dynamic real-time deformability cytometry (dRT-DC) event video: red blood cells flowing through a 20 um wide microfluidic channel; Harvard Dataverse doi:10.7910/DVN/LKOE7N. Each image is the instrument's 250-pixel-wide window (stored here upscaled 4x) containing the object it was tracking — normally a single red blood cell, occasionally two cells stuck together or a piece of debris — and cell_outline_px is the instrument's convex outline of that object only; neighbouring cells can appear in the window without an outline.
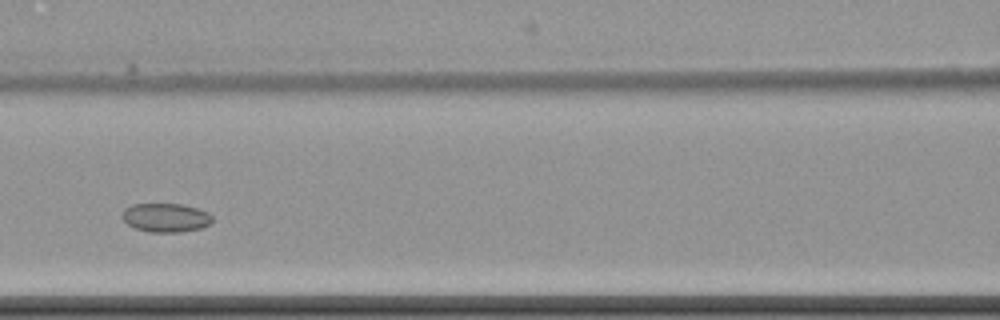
{"species": "common noctule bat (a hibernating species)", "species_latin": "Nyctalus noctula", "temperature_condition": "cold", "stored_images_in_passage": 8, "camera_frame_rate_fps": 3000, "um_per_image_px": 0.085, "animal": {"sex": "female", "body_mass_g": 22.7, "forearm_length_mm": 54.2}, "frame": {"image": 1, "passage_image": 5, "time_ms": 5.0, "image_size_px": [1000, 320], "cell_outline_px": [[212, 220], [208, 224], [200, 228], [180, 232], [148, 232], [136, 228], [128, 224], [120, 216], [124, 208], [132, 204], [180, 204], [196, 208], [208, 212], [212, 216]], "centroid_in_image_um": [14.05, 18.49], "position_along_channel_um": 152.6, "area_um2": 15.09}}
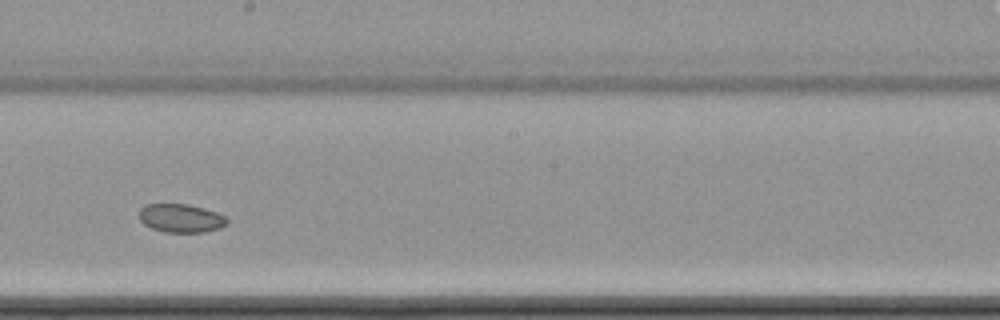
{"frame": {"image": 2, "passage_image": 7, "time_ms": 7.333, "image_size_px": [1000, 320], "cell_outline_px": [[228, 224], [220, 228], [204, 232], [164, 232], [152, 228], [144, 224], [140, 220], [140, 208], [144, 204], [188, 204], [204, 208], [216, 212], [224, 216], [228, 220]], "centroid_in_image_um": [15.38, 18.54], "position_along_channel_um": 232.8, "area_um2": 14.62}}
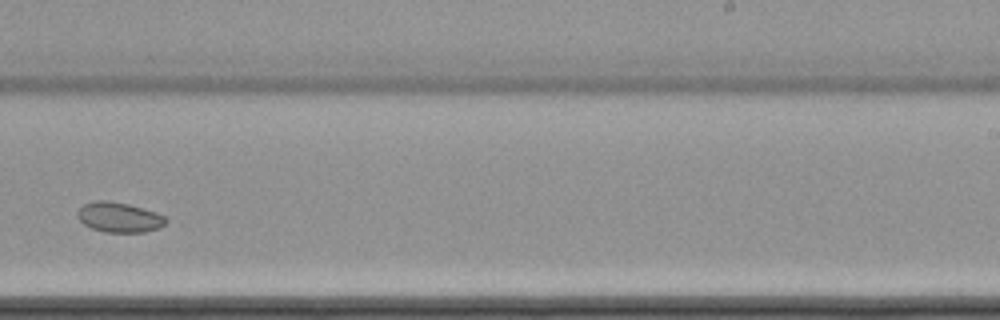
{"frame": {"image": 3, "passage_image": 8, "time_ms": 8.667, "image_size_px": [1000, 320], "cell_outline_px": [[168, 220], [160, 228], [144, 232], [104, 232], [92, 228], [84, 224], [76, 216], [76, 212], [84, 204], [96, 200], [108, 200], [128, 204], [156, 212], [164, 216]], "centroid_in_image_um": [10.12, 18.47], "position_along_channel_um": 278.9, "area_um2": 15.49}}